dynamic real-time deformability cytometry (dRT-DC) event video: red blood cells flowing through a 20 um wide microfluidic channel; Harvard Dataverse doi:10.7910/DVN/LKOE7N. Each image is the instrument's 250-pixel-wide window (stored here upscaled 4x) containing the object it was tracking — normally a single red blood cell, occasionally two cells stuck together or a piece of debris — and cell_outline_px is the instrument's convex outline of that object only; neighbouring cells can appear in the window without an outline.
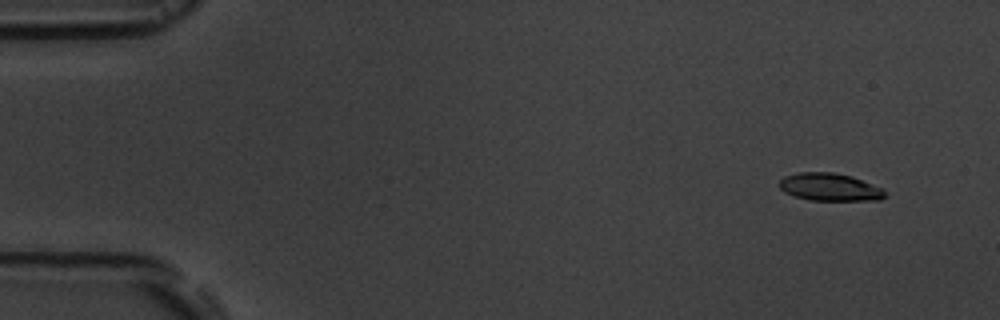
{"species": "common noctule bat (a hibernating species)", "species_latin": "Nyctalus noctula", "temperature_condition": "room temperature", "stored_images_in_passage": 4, "camera_frame_rate_fps": 3000, "um_per_image_px": 0.085, "animal": {"sex": "male", "body_mass_g": 19.5, "forearm_length_mm": 54.6}, "frame": {"image": 1, "passage_image": 1, "time_ms": 0.0, "image_size_px": [1000, 320], "cell_outline_px": [[888, 196], [880, 200], [808, 200], [792, 196], [784, 192], [780, 188], [780, 180], [784, 176], [800, 172], [832, 172], [852, 176], [884, 188]], "centroid_in_image_um": [70.56, 15.91], "position_along_channel_um": 14.4, "area_um2": 17.28}}
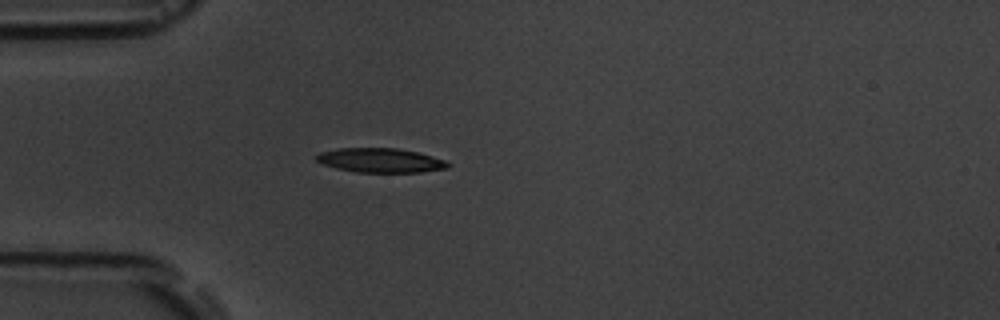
{"frame": {"image": 2, "passage_image": 4, "time_ms": 4.0, "image_size_px": [1000, 320], "cell_outline_px": [[452, 164], [448, 168], [420, 172], [356, 172], [336, 168], [324, 164], [316, 160], [316, 156], [320, 152], [336, 148], [396, 148], [416, 152], [432, 156], [444, 160]], "centroid_in_image_um": [32.34, 13.63], "position_along_channel_um": 52.7, "area_um2": 18.55}}